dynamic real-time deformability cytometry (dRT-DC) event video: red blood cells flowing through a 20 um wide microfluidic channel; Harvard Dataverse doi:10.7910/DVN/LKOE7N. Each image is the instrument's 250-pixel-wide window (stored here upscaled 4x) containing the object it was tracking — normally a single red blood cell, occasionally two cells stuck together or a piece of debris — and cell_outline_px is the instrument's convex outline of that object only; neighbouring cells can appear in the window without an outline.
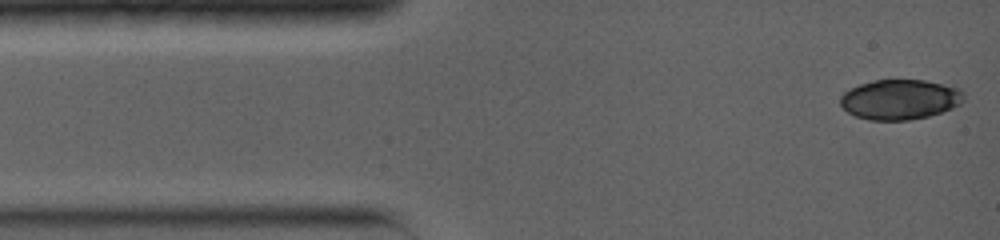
{"species": "common noctule bat (a hibernating species)", "species_latin": "Nyctalus noctula", "temperature_condition": "warm", "stored_images_in_passage": 7, "camera_frame_rate_fps": 5000, "um_per_image_px": 0.085, "animal": {"sex": "female", "body_mass_g": 19.0, "forearm_length_mm": 56.7}, "frame": {"image": 1, "passage_image": 1, "time_ms": 0.0, "image_size_px": [1000, 240], "cell_outline_px": [[964, 100], [960, 104], [952, 108], [928, 116], [908, 120], [868, 120], [856, 116], [848, 112], [840, 104], [840, 96], [844, 92], [860, 84], [876, 80], [924, 80], [960, 88], [964, 92]], "centroid_in_image_um": [76.5, 8.45], "position_along_channel_um": 8.5, "area_um2": 28.73}}